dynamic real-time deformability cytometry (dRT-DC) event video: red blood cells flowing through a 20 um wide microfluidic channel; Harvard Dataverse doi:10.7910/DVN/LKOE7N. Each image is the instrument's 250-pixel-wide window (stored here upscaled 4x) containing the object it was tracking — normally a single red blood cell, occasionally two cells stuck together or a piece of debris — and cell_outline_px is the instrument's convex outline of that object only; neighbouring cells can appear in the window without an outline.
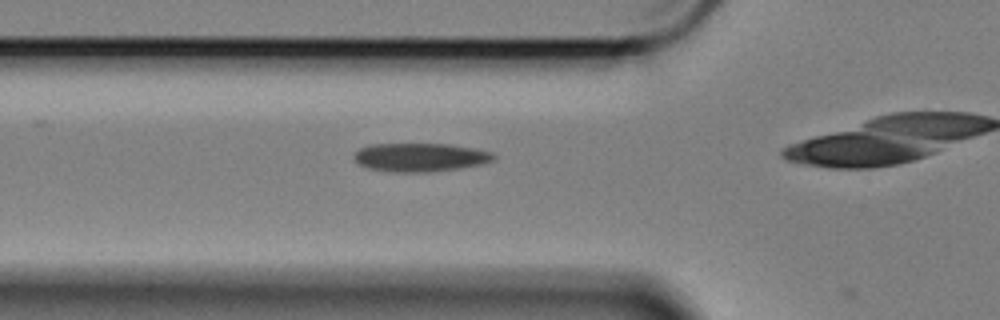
{"species": "Egyptian fruit bat (a non-hibernating species)", "species_latin": "Rousettus aegyptiacus", "temperature_condition": "cold", "stored_images_in_passage": 16, "camera_frame_rate_fps": 3000, "um_per_image_px": 0.085, "animal": {"sex": "female"}, "frame": {"image": 1, "passage_image": 15, "time_ms": 4.667, "image_size_px": [1000, 320], "cell_outline_px": [[496, 156], [492, 160], [480, 164], [456, 168], [428, 172], [392, 172], [368, 168], [360, 164], [352, 156], [360, 148], [372, 144], [448, 144], [472, 148], [492, 152]], "centroid_in_image_um": [35.68, 13.37], "position_along_channel_um": 90.1, "area_um2": 22.89}}